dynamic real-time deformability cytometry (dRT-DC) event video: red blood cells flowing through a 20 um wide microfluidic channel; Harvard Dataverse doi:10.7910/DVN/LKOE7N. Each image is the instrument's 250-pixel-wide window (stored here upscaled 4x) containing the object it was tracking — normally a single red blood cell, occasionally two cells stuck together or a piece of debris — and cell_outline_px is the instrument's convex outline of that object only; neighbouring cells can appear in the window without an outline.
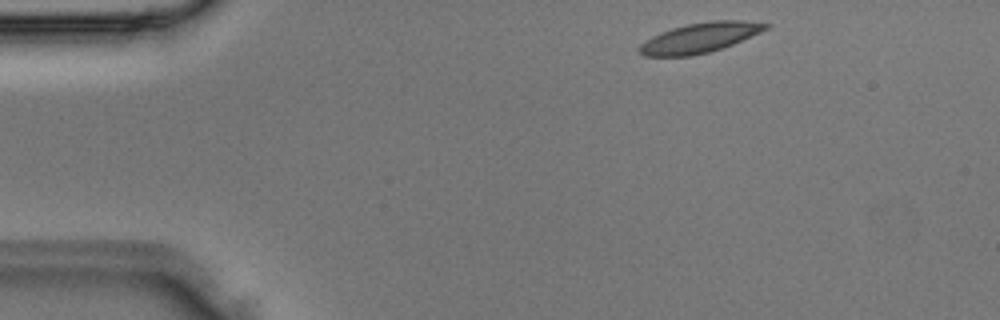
{"species": "Egyptian fruit bat (a non-hibernating species)", "species_latin": "Rousettus aegyptiacus", "temperature_condition": "room temperature", "stored_images_in_passage": 2, "camera_frame_rate_fps": 3000, "um_per_image_px": 0.085, "animal": {"sex": "male"}, "frame": {"image": 1, "passage_image": 1, "time_ms": 0.0, "image_size_px": [1000, 320], "cell_outline_px": [[772, 24], [768, 28], [760, 32], [732, 44], [708, 52], [688, 56], [644, 56], [640, 52], [640, 44], [652, 36], [660, 32], [672, 28], [688, 24], [712, 20], [740, 20]], "centroid_in_image_um": [59.48, 3.2], "position_along_channel_um": 25.5, "area_um2": 21.68}}